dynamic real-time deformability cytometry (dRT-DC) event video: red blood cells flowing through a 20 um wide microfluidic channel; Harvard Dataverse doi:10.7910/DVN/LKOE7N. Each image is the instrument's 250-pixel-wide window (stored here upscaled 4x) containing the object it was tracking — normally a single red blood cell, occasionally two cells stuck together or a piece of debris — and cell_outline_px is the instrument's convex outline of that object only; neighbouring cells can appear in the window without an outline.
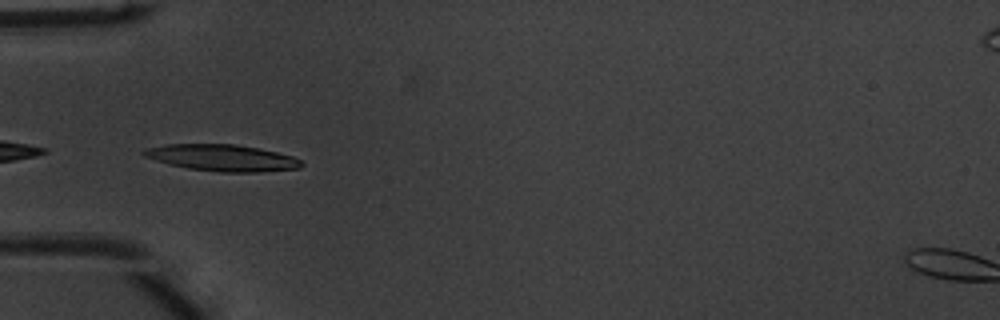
{"species": "common noctule bat (a hibernating species)", "species_latin": "Nyctalus noctula", "temperature_condition": "warm", "stored_images_in_passage": 17, "camera_frame_rate_fps": 3000, "um_per_image_px": 0.085, "animal": {"sex": "male", "body_mass_g": 20.1, "forearm_length_mm": 53.5}, "frame": {"image": 1, "passage_image": 1, "time_ms": 0.0, "image_size_px": [1000, 320], "cell_outline_px": [[304, 164], [300, 168], [256, 172], [220, 172], [188, 168], [156, 160], [144, 156], [140, 152], [144, 148], [168, 144], [236, 144], [276, 152], [292, 156], [304, 160]], "centroid_in_image_um": [18.9, 13.41], "position_along_channel_um": 66.1, "area_um2": 24.28}}
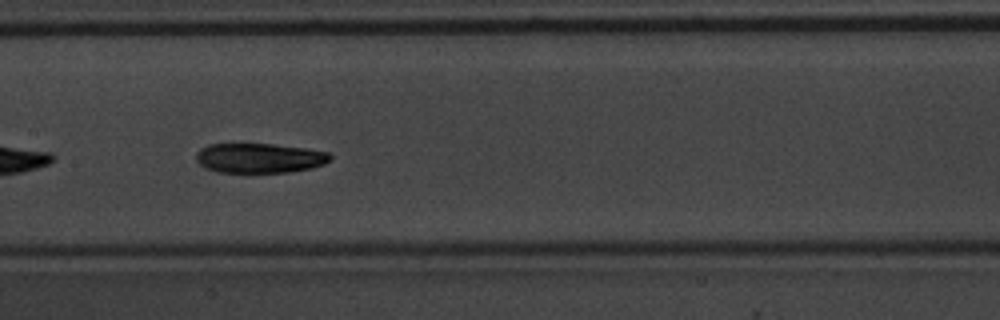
{"frame": {"image": 2, "passage_image": 10, "time_ms": 3.0, "image_size_px": [1000, 320], "cell_outline_px": [[332, 160], [324, 164], [312, 168], [288, 172], [216, 172], [204, 168], [196, 160], [196, 152], [200, 148], [208, 144], [272, 144], [308, 148], [328, 152], [332, 156]], "centroid_in_image_um": [22.06, 13.43], "position_along_channel_um": 185.3, "area_um2": 23.47}}